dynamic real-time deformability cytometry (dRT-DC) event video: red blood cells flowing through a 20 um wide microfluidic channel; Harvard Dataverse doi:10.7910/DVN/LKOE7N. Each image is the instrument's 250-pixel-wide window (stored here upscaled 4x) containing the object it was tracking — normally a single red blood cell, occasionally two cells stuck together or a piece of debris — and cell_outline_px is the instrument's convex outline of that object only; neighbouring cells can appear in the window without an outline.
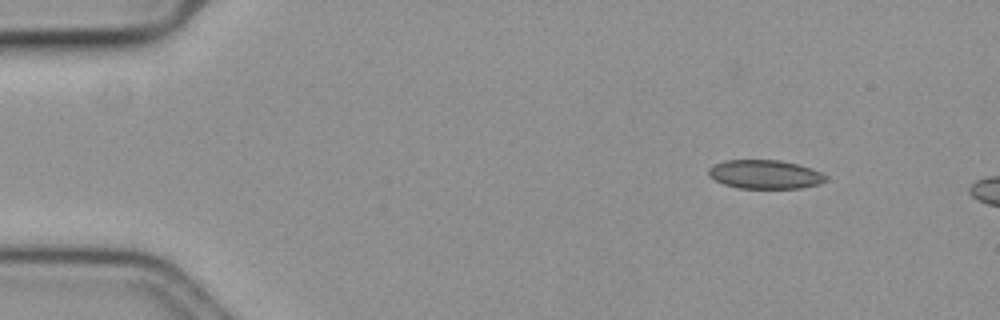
{"species": "common noctule bat (a hibernating species)", "species_latin": "Nyctalus noctula", "temperature_condition": "cold", "stored_images_in_passage": 10, "camera_frame_rate_fps": 3000, "um_per_image_px": 0.085, "animal": {"sex": "female", "body_mass_g": 19.3, "forearm_length_mm": 54.1}, "frame": {"image": 1, "passage_image": 1, "time_ms": 0.0, "image_size_px": [1000, 320], "cell_outline_px": [[828, 180], [816, 184], [800, 188], [740, 188], [724, 184], [716, 180], [708, 172], [708, 168], [724, 160], [780, 160], [812, 168], [828, 176]], "centroid_in_image_um": [65.05, 14.82], "position_along_channel_um": 19.9, "area_um2": 19.48}}